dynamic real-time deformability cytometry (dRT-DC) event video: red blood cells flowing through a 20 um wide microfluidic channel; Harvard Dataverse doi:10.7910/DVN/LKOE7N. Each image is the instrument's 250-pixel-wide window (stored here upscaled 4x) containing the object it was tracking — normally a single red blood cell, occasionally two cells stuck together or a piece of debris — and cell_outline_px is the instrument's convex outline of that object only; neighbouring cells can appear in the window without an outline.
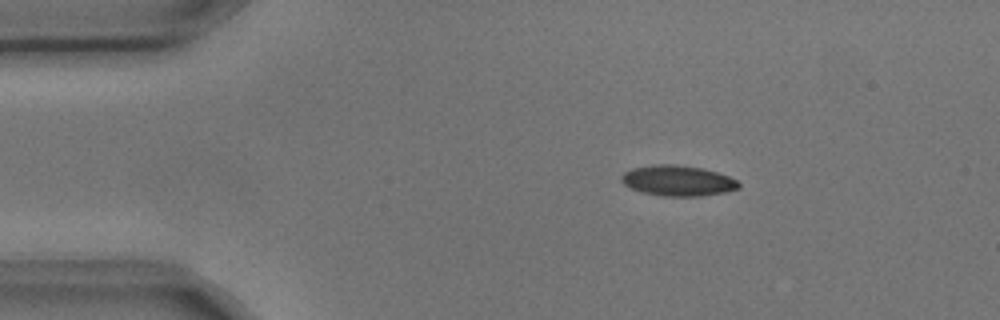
{"species": "common noctule bat (a hibernating species)", "species_latin": "Nyctalus noctula", "temperature_condition": "cold", "stored_images_in_passage": 3, "camera_frame_rate_fps": 3000, "um_per_image_px": 0.085, "animal": {"sex": "male", "body_mass_g": 17.9, "forearm_length_mm": 54.2}, "frame": {"image": 1, "passage_image": 1, "time_ms": 0.0, "image_size_px": [1000, 320], "cell_outline_px": [[740, 188], [724, 192], [700, 196], [664, 196], [640, 192], [624, 184], [620, 180], [620, 176], [624, 172], [632, 168], [652, 164], [676, 164], [700, 168], [716, 172], [728, 176], [736, 180], [740, 184]], "centroid_in_image_um": [57.57, 15.35], "position_along_channel_um": 27.4, "area_um2": 20.87}}
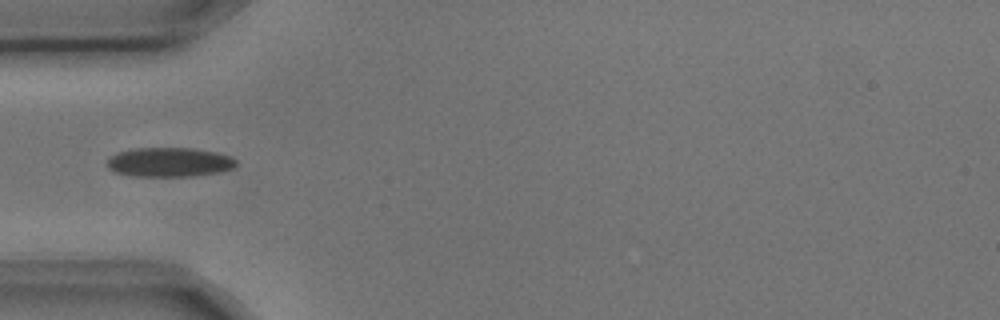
{"frame": {"image": 2, "passage_image": 3, "time_ms": 0.667, "image_size_px": [1000, 320], "cell_outline_px": [[236, 164], [232, 168], [216, 172], [192, 176], [132, 176], [116, 172], [108, 168], [108, 156], [116, 152], [136, 148], [188, 148], [216, 152], [232, 156], [236, 160]], "centroid_in_image_um": [14.36, 13.78], "position_along_channel_um": 70.6, "area_um2": 21.96}}